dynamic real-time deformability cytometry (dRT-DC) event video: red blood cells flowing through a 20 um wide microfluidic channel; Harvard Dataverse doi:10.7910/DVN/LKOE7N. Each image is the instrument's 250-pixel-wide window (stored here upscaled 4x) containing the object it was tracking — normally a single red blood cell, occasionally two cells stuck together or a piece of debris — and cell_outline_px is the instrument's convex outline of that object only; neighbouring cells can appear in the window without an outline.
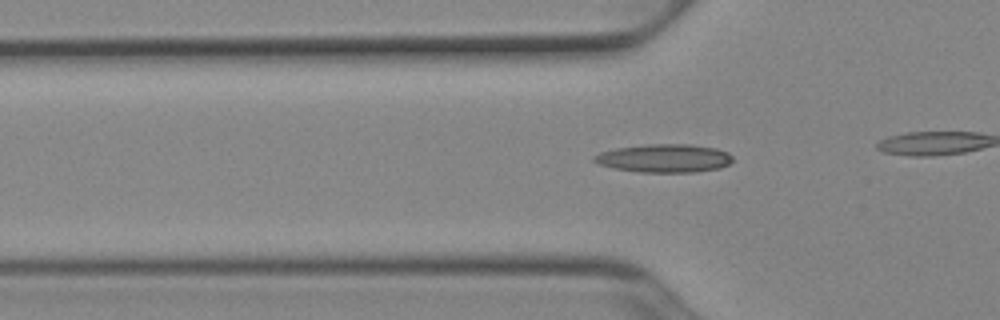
{"species": "Egyptian fruit bat (a non-hibernating species)", "species_latin": "Rousettus aegyptiacus", "temperature_condition": "cold", "stored_images_in_passage": 40, "camera_frame_rate_fps": 3000, "um_per_image_px": 0.085, "animal": {"sex": "female"}, "frame": {"image": 1, "passage_image": 16, "time_ms": 5.0, "image_size_px": [1000, 320], "cell_outline_px": [[732, 160], [728, 164], [720, 168], [696, 172], [640, 172], [616, 168], [600, 164], [592, 160], [592, 156], [600, 152], [616, 148], [648, 144], [688, 144], [716, 148], [728, 152], [732, 156]], "centroid_in_image_um": [56.47, 13.45], "position_along_channel_um": 69.3, "area_um2": 22.77}}
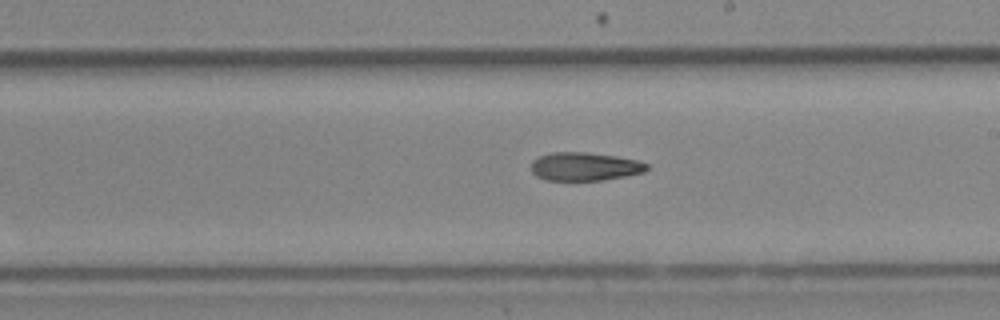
{"frame": {"image": 2, "passage_image": 29, "time_ms": 9.333, "image_size_px": [1000, 320], "cell_outline_px": [[648, 168], [644, 172], [604, 180], [544, 180], [536, 176], [532, 172], [532, 160], [540, 156], [552, 152], [588, 152], [616, 156], [636, 160], [648, 164]], "centroid_in_image_um": [49.68, 14.15], "position_along_channel_um": 239.3, "area_um2": 19.07}}
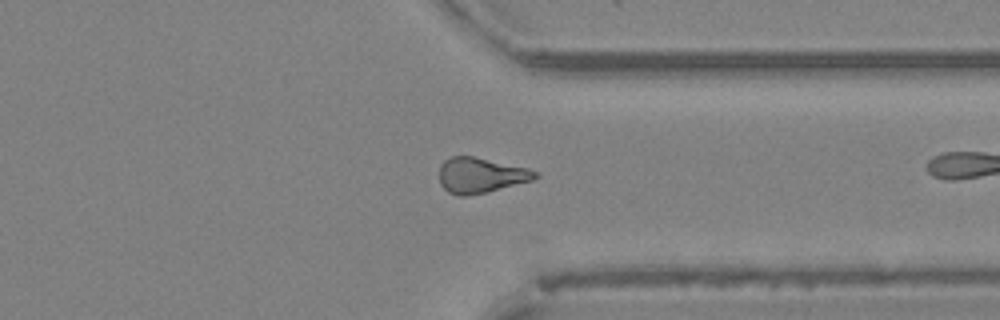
{"frame": {"image": 3, "passage_image": 39, "time_ms": 12.667, "image_size_px": [1000, 320], "cell_outline_px": [[540, 176], [532, 180], [488, 192], [468, 196], [456, 196], [448, 192], [440, 184], [440, 164], [444, 160], [452, 156], [472, 156], [524, 168], [536, 172]], "centroid_in_image_um": [40.8, 14.92], "position_along_channel_um": 370.6, "area_um2": 19.54}}